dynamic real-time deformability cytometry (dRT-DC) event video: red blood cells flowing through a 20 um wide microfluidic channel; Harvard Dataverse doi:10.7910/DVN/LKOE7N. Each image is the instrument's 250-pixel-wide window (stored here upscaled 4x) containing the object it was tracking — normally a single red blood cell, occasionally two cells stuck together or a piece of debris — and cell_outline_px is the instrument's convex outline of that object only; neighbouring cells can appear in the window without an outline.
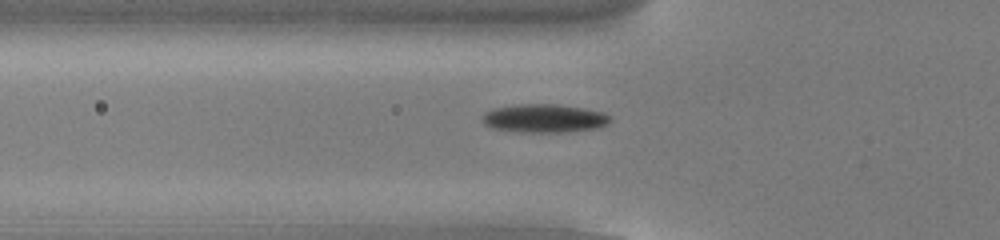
{"species": "common noctule bat (a hibernating species)", "species_latin": "Nyctalus noctula", "temperature_condition": "cold", "stored_images_in_passage": 54, "camera_frame_rate_fps": 3000, "um_per_image_px": 0.085, "animal": {"sex": "male", "body_mass_g": 13.0, "forearm_length_mm": 53.1}, "frame": {"image": 1, "passage_image": 19, "time_ms": 6.0, "image_size_px": [1000, 240], "cell_outline_px": [[612, 120], [608, 124], [600, 128], [560, 132], [520, 132], [492, 128], [484, 124], [480, 116], [484, 112], [492, 108], [520, 104], [556, 104], [584, 108], [604, 112]], "centroid_in_image_um": [46.24, 10.05], "position_along_channel_um": 79.6, "area_um2": 21.39}}
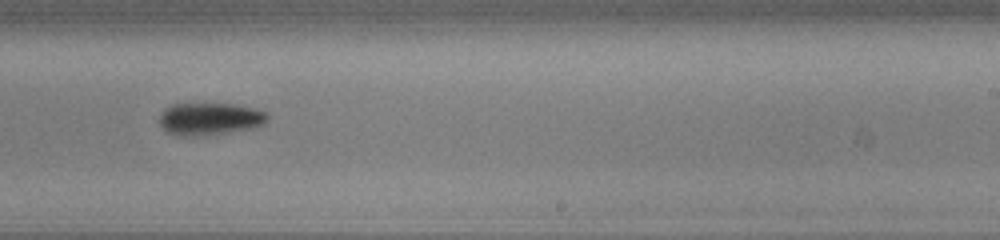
{"frame": {"image": 2, "passage_image": 34, "time_ms": 11.0, "image_size_px": [1000, 240], "cell_outline_px": [[268, 120], [264, 124], [252, 128], [228, 132], [192, 136], [176, 136], [168, 132], [160, 124], [160, 112], [164, 108], [172, 104], [236, 104], [256, 108], [268, 112]], "centroid_in_image_um": [17.85, 10.09], "position_along_channel_um": 271.1, "area_um2": 20.46}}
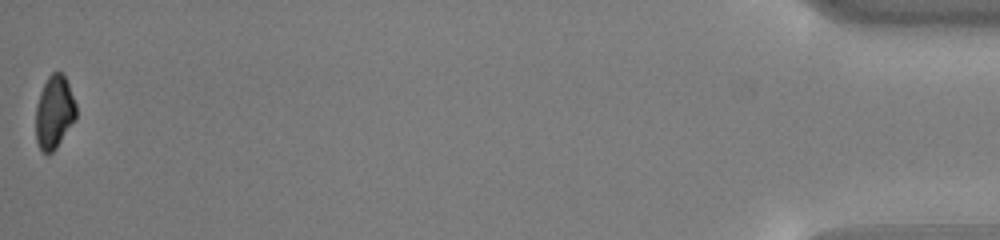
{"frame": {"image": 3, "passage_image": 54, "time_ms": 17.667, "image_size_px": [1000, 240], "cell_outline_px": [[76, 120], [56, 148], [48, 156], [40, 148], [36, 140], [36, 104], [40, 92], [48, 76], [52, 72], [60, 72], [64, 76], [68, 84], [76, 104]], "centroid_in_image_um": [4.61, 9.56], "position_along_channel_um": 430.6, "area_um2": 17.22}, "authors_computed_cell_mechanics": {"area_um2": 18.9006, "velocity_mm_per_s": 3.8355, "shape_relaxation_time_tau1_ms": 2.1122, "shape_relaxation_time_tau2_ms": null, "deformation_change_tau1": 0.0965, "deformation_change_tau2": null}}